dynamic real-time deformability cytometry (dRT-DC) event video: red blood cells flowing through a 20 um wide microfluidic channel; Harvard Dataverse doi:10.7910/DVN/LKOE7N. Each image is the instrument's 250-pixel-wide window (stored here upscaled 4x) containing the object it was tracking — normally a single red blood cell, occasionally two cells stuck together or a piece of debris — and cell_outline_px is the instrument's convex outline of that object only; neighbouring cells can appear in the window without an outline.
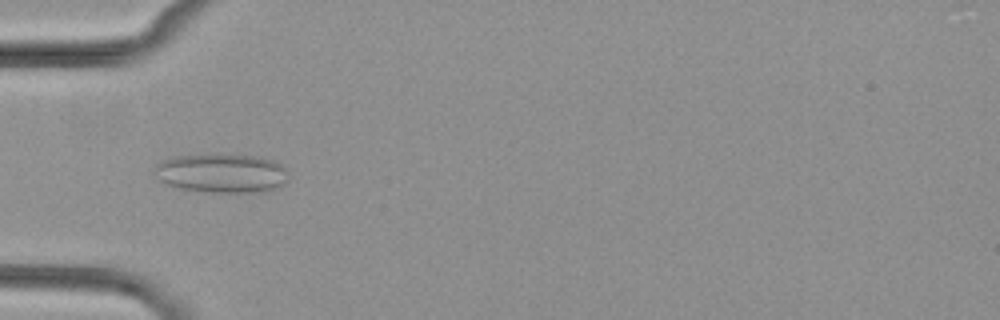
{"species": "common noctule bat (a hibernating species)", "species_latin": "Nyctalus noctula", "temperature_condition": "cold", "stored_images_in_passage": 7, "camera_frame_rate_fps": 3000, "um_per_image_px": 0.085, "animal": {"sex": "female", "body_mass_g": 29.2, "forearm_length_mm": 56.3}, "frame": {"image": 1, "passage_image": 5, "time_ms": 5.667, "image_size_px": [1000, 320], "cell_outline_px": [[288, 180], [280, 188], [264, 192], [212, 192], [180, 188], [168, 184], [160, 180], [156, 168], [156, 164], [164, 160], [176, 156], [216, 152], [256, 156], [272, 160], [280, 164], [288, 172]], "centroid_in_image_um": [18.92, 14.69], "position_along_channel_um": 66.1, "area_um2": 30.92}}